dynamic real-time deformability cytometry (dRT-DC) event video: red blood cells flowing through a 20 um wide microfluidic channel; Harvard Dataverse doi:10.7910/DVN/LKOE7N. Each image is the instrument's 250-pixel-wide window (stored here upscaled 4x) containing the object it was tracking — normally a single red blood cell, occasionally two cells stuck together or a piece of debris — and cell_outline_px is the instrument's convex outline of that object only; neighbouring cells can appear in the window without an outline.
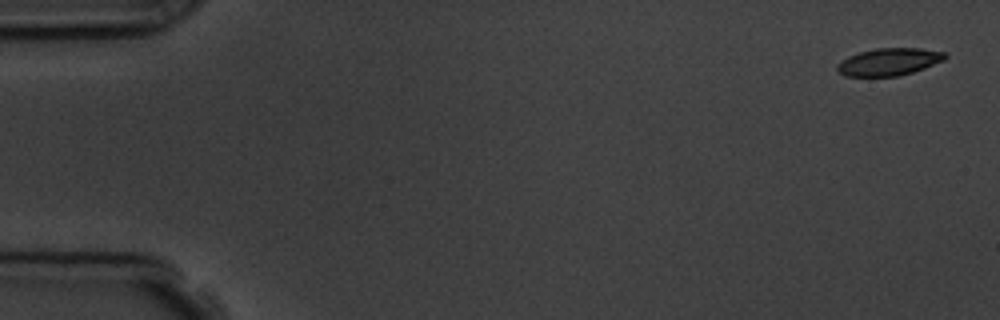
{"species": "common noctule bat (a hibernating species)", "species_latin": "Nyctalus noctula", "temperature_condition": "room temperature", "stored_images_in_passage": 5, "camera_frame_rate_fps": 3000, "um_per_image_px": 0.085, "animal": {"sex": "male", "body_mass_g": 19.5, "forearm_length_mm": 54.6}, "frame": {"image": 1, "passage_image": 1, "time_ms": 0.0, "image_size_px": [1000, 320], "cell_outline_px": [[948, 56], [944, 60], [924, 68], [900, 76], [844, 76], [836, 68], [836, 64], [848, 56], [860, 52], [876, 48], [920, 48], [944, 52]], "centroid_in_image_um": [75.56, 5.25], "position_along_channel_um": 9.4, "area_um2": 17.17}}
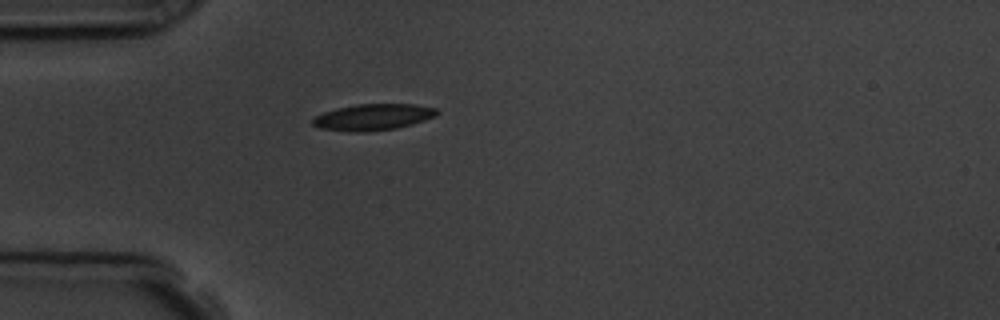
{"frame": {"image": 2, "passage_image": 5, "time_ms": 4.667, "image_size_px": [1000, 320], "cell_outline_px": [[440, 112], [436, 116], [412, 124], [396, 128], [368, 132], [348, 132], [320, 128], [312, 124], [312, 120], [316, 116], [324, 112], [336, 108], [356, 104], [412, 104], [436, 108]], "centroid_in_image_um": [31.71, 9.96], "position_along_channel_um": 53.3, "area_um2": 19.13}}